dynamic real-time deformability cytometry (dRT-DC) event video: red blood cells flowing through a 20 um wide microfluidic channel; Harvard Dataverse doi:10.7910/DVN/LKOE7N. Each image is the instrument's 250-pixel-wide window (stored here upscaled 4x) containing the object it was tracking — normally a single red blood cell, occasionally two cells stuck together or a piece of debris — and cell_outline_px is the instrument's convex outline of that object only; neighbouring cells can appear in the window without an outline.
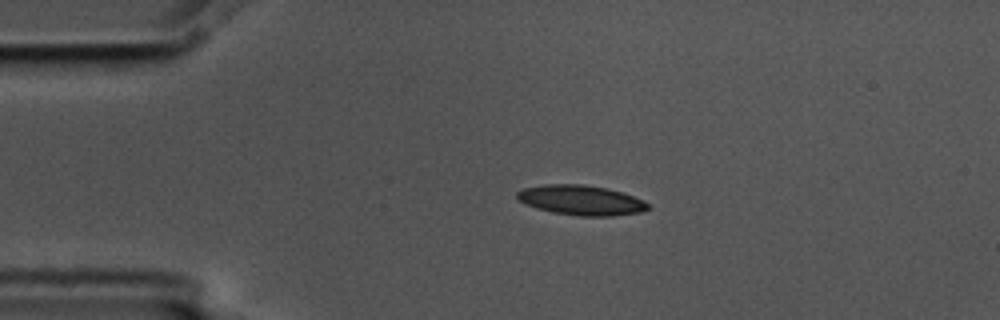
{"species": "common noctule bat (a hibernating species)", "species_latin": "Nyctalus noctula", "temperature_condition": "cold", "stored_images_in_passage": 2, "camera_frame_rate_fps": 3000, "um_per_image_px": 0.085, "animal": {"sex": "male", "body_mass_g": 17.5, "forearm_length_mm": 52.3}, "frame": {"image": 1, "passage_image": 1, "time_ms": 0.0, "image_size_px": [1000, 320], "cell_outline_px": [[652, 208], [640, 212], [612, 216], [580, 216], [552, 212], [536, 208], [524, 204], [516, 200], [516, 192], [524, 188], [544, 184], [580, 184], [608, 188], [644, 200]], "centroid_in_image_um": [49.36, 17.02], "position_along_channel_um": 35.6, "area_um2": 22.95}}